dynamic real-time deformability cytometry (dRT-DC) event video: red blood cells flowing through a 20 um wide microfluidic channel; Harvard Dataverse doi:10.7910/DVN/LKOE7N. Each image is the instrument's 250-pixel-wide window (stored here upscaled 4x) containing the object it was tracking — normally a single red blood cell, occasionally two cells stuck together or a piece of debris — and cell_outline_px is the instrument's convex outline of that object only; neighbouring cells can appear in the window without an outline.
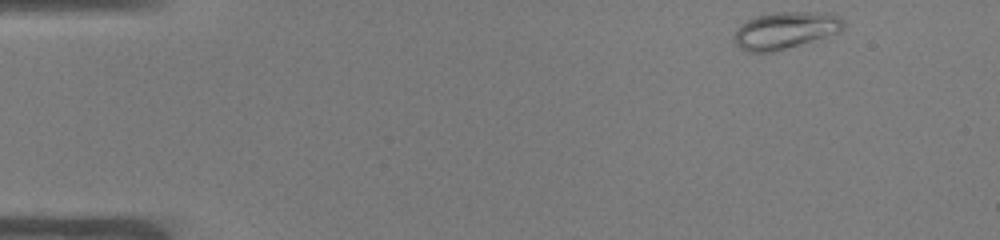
{"species": "common noctule bat (a hibernating species)", "species_latin": "Nyctalus noctula", "temperature_condition": "warm", "stored_images_in_passage": 47, "camera_frame_rate_fps": 3000, "um_per_image_px": 0.085, "animal": {"sex": "male", "body_mass_g": 19.0, "forearm_length_mm": 50.8}, "frame": {"image": 1, "passage_image": 1, "time_ms": 0.0, "image_size_px": [1000, 240], "cell_outline_px": [[844, 28], [840, 32], [772, 52], [748, 52], [740, 48], [732, 40], [732, 36], [736, 28], [740, 24], [756, 16], [776, 12], [832, 12], [840, 16], [844, 20]], "centroid_in_image_um": [66.74, 2.56], "position_along_channel_um": 18.3, "area_um2": 23.76}}
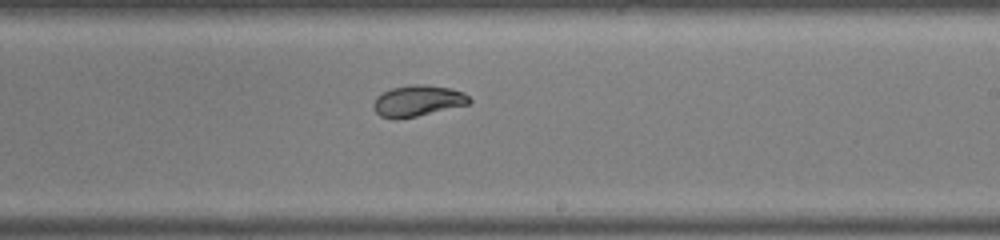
{"frame": {"image": 2, "passage_image": 27, "time_ms": 8.667, "image_size_px": [1000, 240], "cell_outline_px": [[472, 100], [468, 104], [416, 116], [396, 120], [392, 120], [380, 116], [372, 108], [372, 104], [376, 96], [392, 88], [412, 84], [424, 84], [452, 88], [464, 92]], "centroid_in_image_um": [35.47, 8.57], "position_along_channel_um": 253.5, "area_um2": 17.51}}
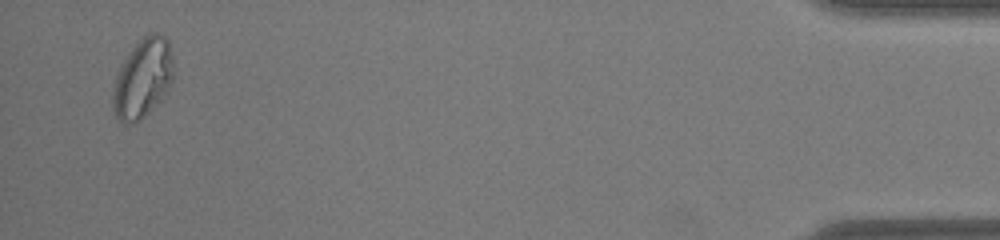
{"frame": {"image": 3, "passage_image": 46, "time_ms": 15.0, "image_size_px": [1000, 240], "cell_outline_px": [[172, 80], [164, 96], [140, 120], [132, 124], [124, 124], [116, 116], [112, 108], [112, 92], [116, 76], [124, 60], [132, 48], [148, 32], [160, 32], [168, 40], [172, 56]], "centroid_in_image_um": [12.12, 6.66], "position_along_channel_um": 423.1, "area_um2": 27.86}, "authors_computed_cell_mechanics": {"area_um2": 20.2878, "velocity_mm_per_s": 3.9007, "shape_relaxation_time_tau1_ms": 7.1516, "shape_relaxation_time_tau2_ms": null, "deformation_change_tau1": 0.1794, "deformation_change_tau2": null}}